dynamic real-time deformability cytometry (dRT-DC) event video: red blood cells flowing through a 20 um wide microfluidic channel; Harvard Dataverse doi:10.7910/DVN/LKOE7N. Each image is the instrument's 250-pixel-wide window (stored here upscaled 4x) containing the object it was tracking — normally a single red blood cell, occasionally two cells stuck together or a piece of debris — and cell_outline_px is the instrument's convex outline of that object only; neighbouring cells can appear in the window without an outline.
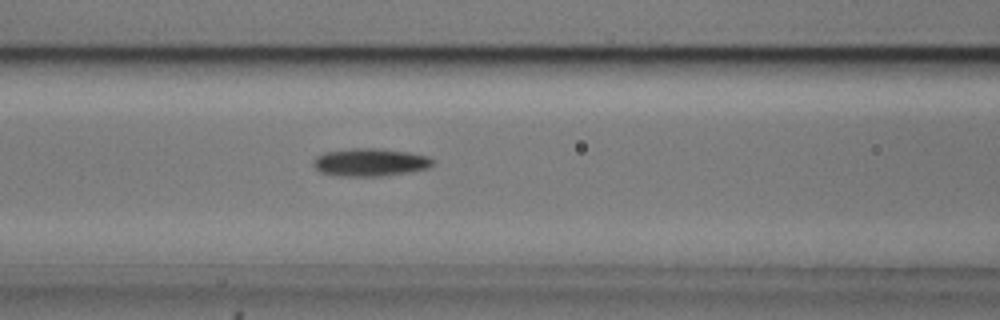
{"species": "common noctule bat (a hibernating species)", "species_latin": "Nyctalus noctula", "temperature_condition": "cold", "stored_images_in_passage": 38, "camera_frame_rate_fps": 3000, "um_per_image_px": 0.085, "animal": {"sex": "male", "body_mass_g": 20.5, "forearm_length_mm": 52.5}, "frame": {"image": 1, "passage_image": 6, "time_ms": 1.667, "image_size_px": [1000, 320], "cell_outline_px": [[436, 164], [428, 168], [408, 172], [376, 176], [340, 176], [320, 172], [312, 164], [312, 160], [316, 156], [324, 152], [352, 148], [380, 148], [408, 152], [428, 156], [436, 160]], "centroid_in_image_um": [31.47, 13.78], "position_along_channel_um": 135.1, "area_um2": 19.54}}
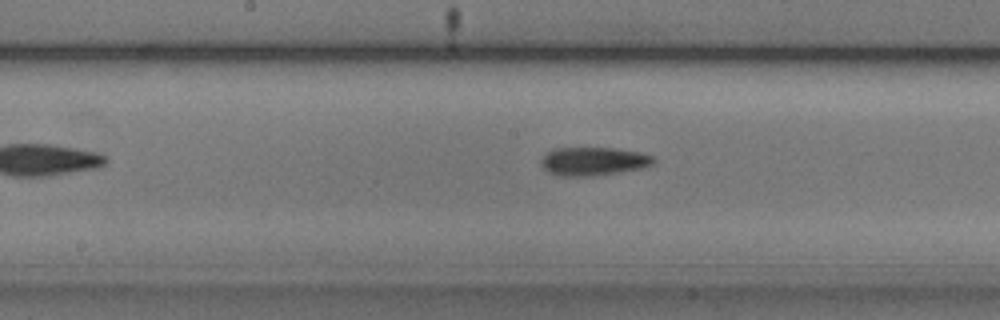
{"frame": {"image": 2, "passage_image": 11, "time_ms": 3.333, "image_size_px": [1000, 320], "cell_outline_px": [[656, 164], [640, 168], [620, 172], [592, 176], [560, 176], [548, 172], [540, 164], [540, 160], [552, 148], [620, 148], [640, 152], [656, 156]], "centroid_in_image_um": [50.49, 13.7], "position_along_channel_um": 197.7, "area_um2": 18.9}, "authors_computed_cell_mechanics": {"area_um2": 18.1781, "velocity_mm_per_s": 3.7444, "shape_relaxation_time_tau1_ms": 2.3391, "shape_relaxation_time_tau2_ms": null, "deformation_change_tau1": 0.1056, "deformation_change_tau2": null}}